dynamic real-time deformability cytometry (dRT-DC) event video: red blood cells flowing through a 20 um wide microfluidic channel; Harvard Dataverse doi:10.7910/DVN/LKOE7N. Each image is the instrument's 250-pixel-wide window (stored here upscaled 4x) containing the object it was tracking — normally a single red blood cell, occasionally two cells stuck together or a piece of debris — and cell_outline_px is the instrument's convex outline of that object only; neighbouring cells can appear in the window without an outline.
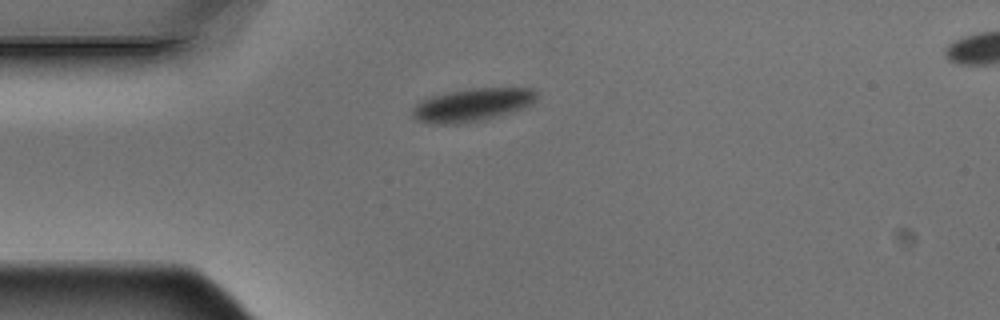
{"species": "Egyptian fruit bat (a non-hibernating species)", "species_latin": "Rousettus aegyptiacus", "temperature_condition": "warm", "stored_images_in_passage": 3, "camera_frame_rate_fps": 3000, "um_per_image_px": 0.085, "animal": {"sex": "male"}, "frame": {"image": 1, "passage_image": 1, "time_ms": 0.0, "image_size_px": [1000, 320], "cell_outline_px": [[540, 92], [536, 100], [532, 104], [524, 108], [512, 112], [484, 120], [452, 124], [432, 124], [416, 120], [412, 116], [412, 108], [420, 100], [432, 96], [448, 92], [468, 88], [532, 88]], "centroid_in_image_um": [40.17, 8.91], "position_along_channel_um": 44.8, "area_um2": 24.22}}
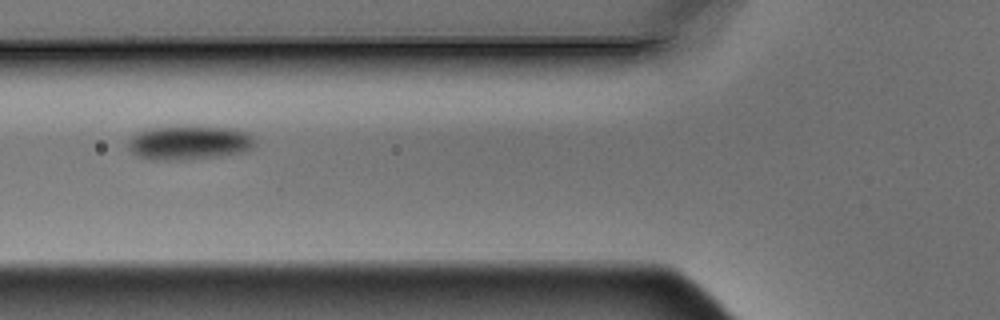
{"frame": {"image": 2, "passage_image": 3, "time_ms": 0.667, "image_size_px": [1000, 320], "cell_outline_px": [[256, 144], [252, 148], [244, 152], [220, 156], [188, 160], [152, 160], [140, 156], [132, 152], [128, 148], [128, 140], [136, 132], [144, 128], [236, 128], [248, 132], [256, 140]], "centroid_in_image_um": [16.1, 12.15], "position_along_channel_um": 109.7, "area_um2": 25.09}}